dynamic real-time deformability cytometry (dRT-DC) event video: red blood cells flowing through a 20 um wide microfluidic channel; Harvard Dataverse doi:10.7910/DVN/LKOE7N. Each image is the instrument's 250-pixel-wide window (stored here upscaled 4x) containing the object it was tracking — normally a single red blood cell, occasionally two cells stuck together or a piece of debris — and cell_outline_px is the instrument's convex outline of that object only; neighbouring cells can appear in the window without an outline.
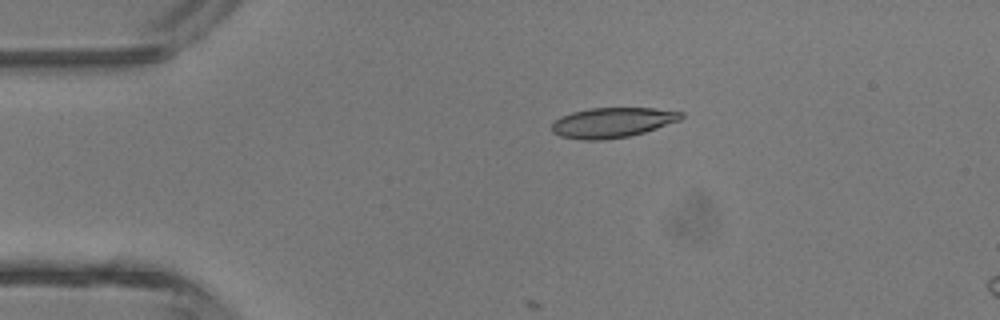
{"species": "common noctule bat (a hibernating species)", "species_latin": "Nyctalus noctula", "temperature_condition": "room temperature", "stored_images_in_passage": 5, "camera_frame_rate_fps": 3000, "um_per_image_px": 0.085, "animal": {"sex": "male", "body_mass_g": 13.3}, "frame": {"image": 1, "passage_image": 3, "time_ms": 2.333, "image_size_px": [1000, 320], "cell_outline_px": [[684, 116], [680, 120], [644, 132], [628, 136], [604, 140], [580, 140], [560, 136], [552, 132], [552, 124], [560, 116], [572, 112], [592, 108], [656, 108], [684, 112]], "centroid_in_image_um": [52.05, 10.41], "position_along_channel_um": 33.0, "area_um2": 22.66}}